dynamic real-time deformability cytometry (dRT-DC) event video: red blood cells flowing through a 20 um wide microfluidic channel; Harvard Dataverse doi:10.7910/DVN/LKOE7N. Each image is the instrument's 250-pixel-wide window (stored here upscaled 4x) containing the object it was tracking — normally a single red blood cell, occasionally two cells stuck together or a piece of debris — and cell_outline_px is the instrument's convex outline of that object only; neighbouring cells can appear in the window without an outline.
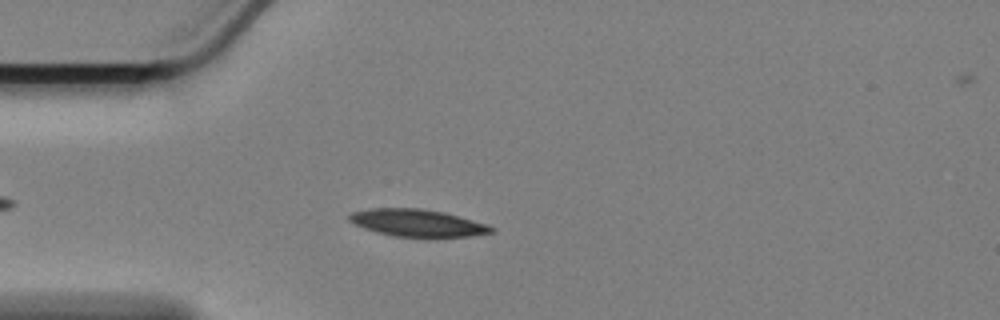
{"species": "Egyptian fruit bat (a non-hibernating species)", "species_latin": "Rousettus aegyptiacus", "temperature_condition": "cold", "stored_images_in_passage": 50, "camera_frame_rate_fps": 3000, "um_per_image_px": 0.085, "animal": {"sex": "female"}, "frame": {"image": 1, "passage_image": 7, "time_ms": 2.0, "image_size_px": [1000, 320], "cell_outline_px": [[496, 232], [472, 236], [436, 240], [428, 240], [392, 236], [376, 232], [364, 228], [348, 220], [348, 216], [352, 212], [372, 208], [420, 208], [444, 212], [488, 224], [496, 228]], "centroid_in_image_um": [35.58, 19.01], "position_along_channel_um": 49.4, "area_um2": 23.7}}
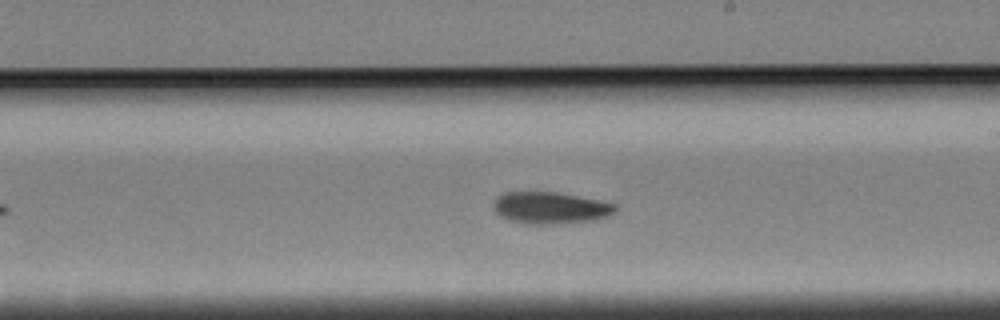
{"frame": {"image": 2, "passage_image": 25, "time_ms": 8.0, "image_size_px": [1000, 320], "cell_outline_px": [[616, 212], [612, 216], [592, 220], [544, 224], [524, 224], [508, 220], [500, 216], [492, 208], [492, 200], [496, 196], [504, 192], [556, 192], [600, 200], [616, 204]], "centroid_in_image_um": [46.74, 17.66], "position_along_channel_um": 242.3, "area_um2": 22.83}}
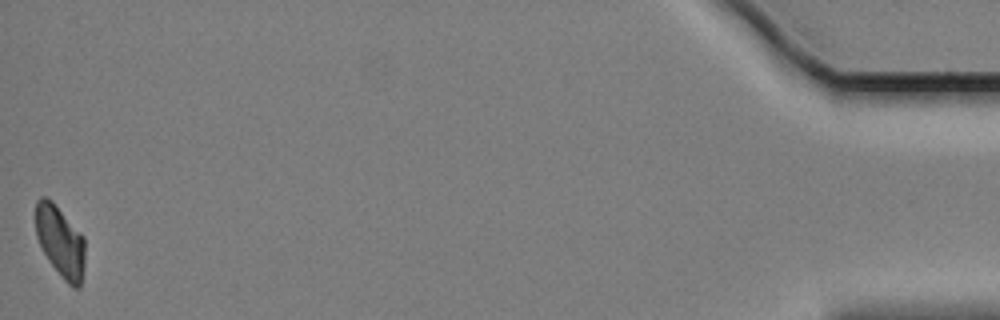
{"frame": {"image": 3, "passage_image": 50, "time_ms": 16.333, "image_size_px": [1000, 320], "cell_outline_px": [[84, 268], [80, 288], [72, 288], [64, 280], [48, 260], [36, 236], [36, 200], [40, 196], [44, 196], [52, 200], [84, 236]], "centroid_in_image_um": [5.13, 20.52], "position_along_channel_um": 430.1, "area_um2": 20.58}, "authors_computed_cell_mechanics": {"area_um2": 22.3397, "velocity_mm_per_s": 3.3878, "shape_relaxation_time_tau1_ms": 3.3175, "shape_relaxation_time_tau2_ms": 10.6451, "deformation_change_tau1": 0.134, "deformation_change_tau2": 0.1314}}